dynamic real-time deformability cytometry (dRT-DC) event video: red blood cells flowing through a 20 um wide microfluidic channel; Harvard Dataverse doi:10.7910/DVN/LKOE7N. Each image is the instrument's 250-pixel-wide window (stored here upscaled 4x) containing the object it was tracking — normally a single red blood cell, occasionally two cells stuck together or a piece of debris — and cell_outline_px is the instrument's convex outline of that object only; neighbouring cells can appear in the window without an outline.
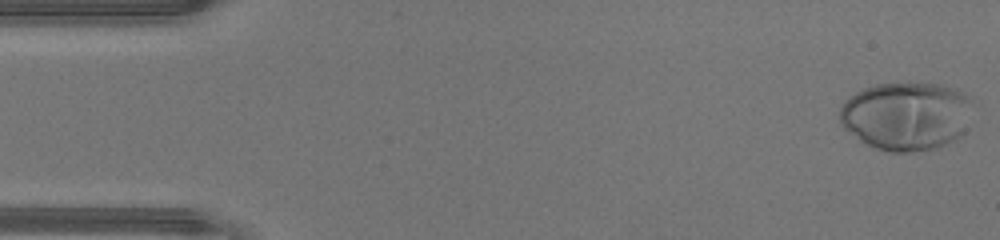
{"species": "human", "species_latin": "Homo sapiens", "temperature_condition": "warm", "stored_images_in_passage": 46, "camera_frame_rate_fps": 3000, "um_per_image_px": 0.085, "donor": {"sex": "male"}, "frame": {"image": 1, "passage_image": 1, "time_ms": 0.0, "image_size_px": [1000, 240], "cell_outline_px": [[980, 104], [964, 132], [960, 136], [936, 148], [912, 152], [888, 152], [864, 144], [844, 128], [840, 124], [840, 108], [844, 100], [848, 96], [864, 88], [876, 84], [908, 80], [944, 84], [956, 88], [972, 96]], "centroid_in_image_um": [77.14, 9.8], "position_along_channel_um": 7.9, "area_um2": 55.37}}
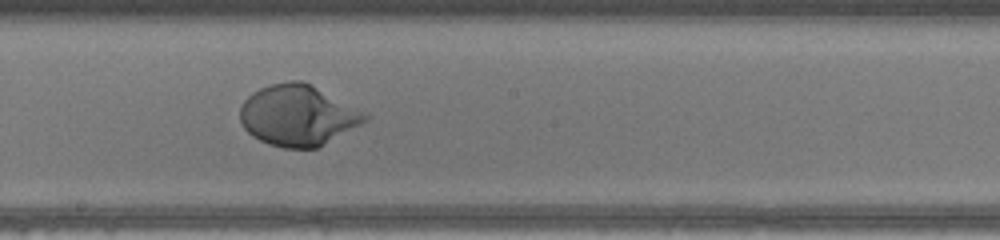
{"frame": {"image": 2, "passage_image": 25, "time_ms": 8.0, "image_size_px": [1000, 240], "cell_outline_px": [[368, 120], [316, 148], [284, 148], [268, 144], [252, 136], [244, 128], [240, 120], [240, 108], [244, 100], [252, 92], [260, 88], [272, 84], [288, 80], [300, 80], [308, 84], [368, 116]], "centroid_in_image_um": [25.22, 9.83], "position_along_channel_um": 223.0, "area_um2": 43.12}}
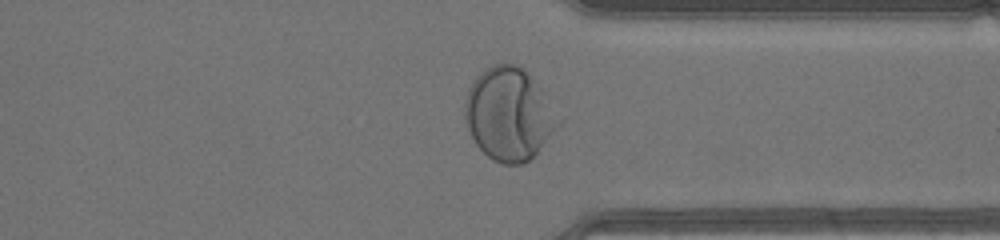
{"frame": {"image": 3, "passage_image": 35, "time_ms": 11.333, "image_size_px": [1000, 240], "cell_outline_px": [[564, 120], [536, 152], [528, 160], [520, 164], [504, 164], [492, 160], [476, 144], [468, 128], [464, 116], [464, 100], [468, 88], [472, 80], [480, 72], [492, 64], [520, 64], [524, 68]], "centroid_in_image_um": [43.25, 9.67], "position_along_channel_um": 368.2, "area_um2": 50.4}, "authors_computed_cell_mechanics": {"area_um2": 47.5116, "velocity_mm_per_s": 4.4207, "shape_relaxation_time_tau1_ms": 2.0734, "shape_relaxation_time_tau2_ms": null, "deformation_change_tau1": 0.2215, "deformation_change_tau2": null}}